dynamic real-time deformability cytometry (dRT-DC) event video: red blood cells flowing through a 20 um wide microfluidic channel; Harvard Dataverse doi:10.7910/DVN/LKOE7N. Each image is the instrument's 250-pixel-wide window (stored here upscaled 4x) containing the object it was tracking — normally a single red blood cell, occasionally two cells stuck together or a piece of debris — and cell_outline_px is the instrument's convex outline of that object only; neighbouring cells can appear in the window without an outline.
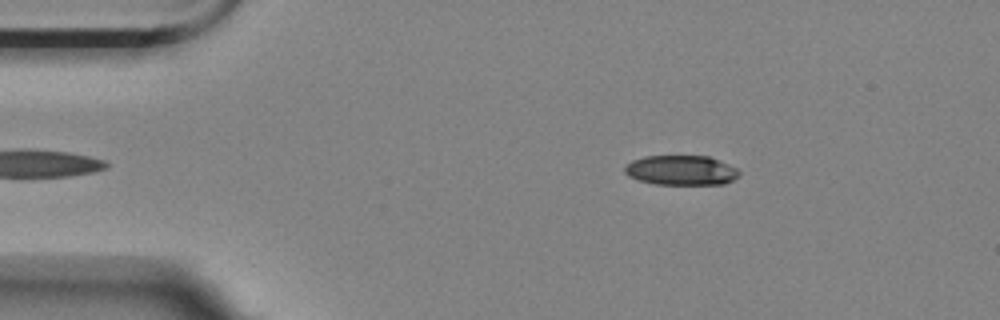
{"species": "Egyptian fruit bat (a non-hibernating species)", "species_latin": "Rousettus aegyptiacus", "temperature_condition": "room temperature", "stored_images_in_passage": 41, "camera_frame_rate_fps": 3000, "um_per_image_px": 0.085, "animal": {"sex": "female"}, "frame": {"image": 1, "passage_image": 2, "time_ms": 0.333, "image_size_px": [1000, 320], "cell_outline_px": [[740, 176], [724, 184], [656, 184], [640, 180], [628, 176], [624, 172], [624, 168], [632, 160], [644, 156], [708, 156], [728, 164], [736, 168], [740, 172]], "centroid_in_image_um": [57.9, 14.47], "position_along_channel_um": 27.1, "area_um2": 19.77}}
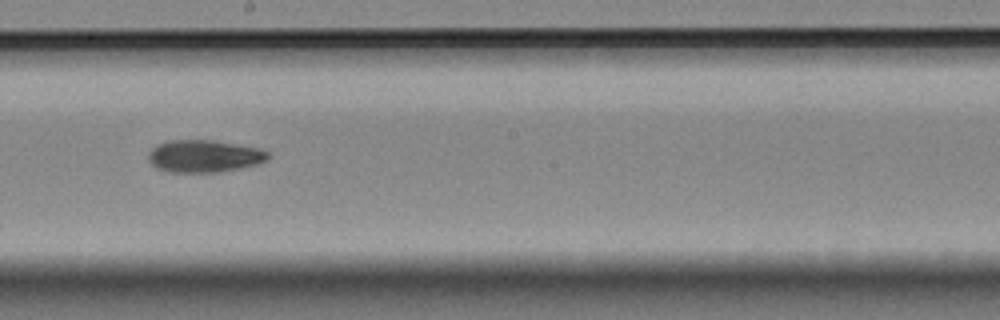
{"frame": {"image": 2, "passage_image": 24, "time_ms": 7.667, "image_size_px": [1000, 320], "cell_outline_px": [[268, 160], [256, 164], [240, 168], [220, 172], [172, 172], [156, 168], [148, 160], [148, 152], [156, 144], [168, 140], [212, 140], [256, 148], [268, 152]], "centroid_in_image_um": [17.3, 13.27], "position_along_channel_um": 230.9, "area_um2": 22.43}}
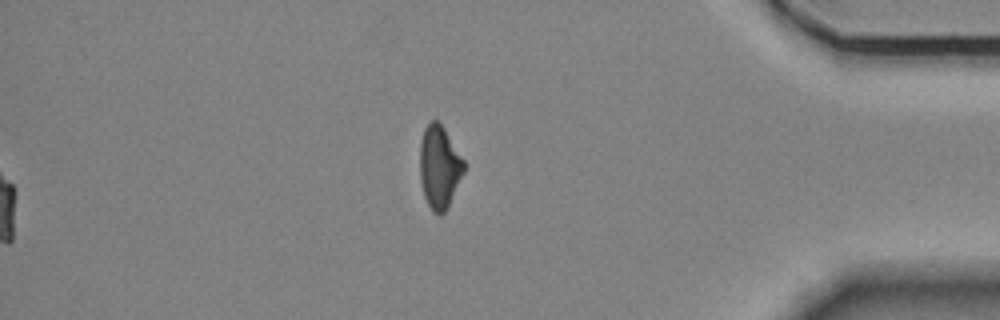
{"frame": {"image": 3, "passage_image": 41, "time_ms": 13.333, "image_size_px": [1000, 320], "cell_outline_px": [[464, 172], [448, 208], [440, 216], [432, 212], [424, 196], [420, 180], [420, 144], [424, 128], [432, 120], [436, 120], [444, 128], [464, 160]], "centroid_in_image_um": [37.34, 14.23], "position_along_channel_um": 397.9, "area_um2": 21.27}, "authors_computed_cell_mechanics": {"area_um2": 21.964, "velocity_mm_per_s": 3.5432, "shape_relaxation_time_tau1_ms": 10.317, "shape_relaxation_time_tau2_ms": null, "deformation_change_tau1": 0.216, "deformation_change_tau2": null}}